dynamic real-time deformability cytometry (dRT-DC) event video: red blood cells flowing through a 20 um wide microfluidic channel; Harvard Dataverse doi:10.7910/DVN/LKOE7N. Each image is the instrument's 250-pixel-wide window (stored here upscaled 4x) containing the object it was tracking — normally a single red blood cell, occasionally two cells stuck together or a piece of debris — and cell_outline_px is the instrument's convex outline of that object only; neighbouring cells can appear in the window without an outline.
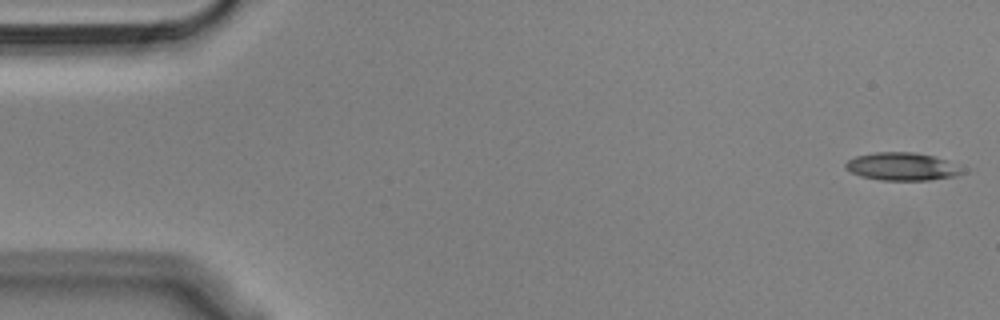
{"species": "Egyptian fruit bat (a non-hibernating species)", "species_latin": "Rousettus aegyptiacus", "temperature_condition": "cold", "stored_images_in_passage": 9, "camera_frame_rate_fps": 3000, "um_per_image_px": 0.085, "animal": {"sex": "male"}, "frame": {"image": 1, "passage_image": 1, "time_ms": 0.0, "image_size_px": [1000, 320], "cell_outline_px": [[968, 172], [956, 176], [928, 180], [880, 180], [860, 176], [844, 168], [844, 164], [848, 160], [856, 156], [876, 152], [912, 152], [932, 156], [944, 160]], "centroid_in_image_um": [76.64, 14.16], "position_along_channel_um": 8.4, "area_um2": 18.79}}